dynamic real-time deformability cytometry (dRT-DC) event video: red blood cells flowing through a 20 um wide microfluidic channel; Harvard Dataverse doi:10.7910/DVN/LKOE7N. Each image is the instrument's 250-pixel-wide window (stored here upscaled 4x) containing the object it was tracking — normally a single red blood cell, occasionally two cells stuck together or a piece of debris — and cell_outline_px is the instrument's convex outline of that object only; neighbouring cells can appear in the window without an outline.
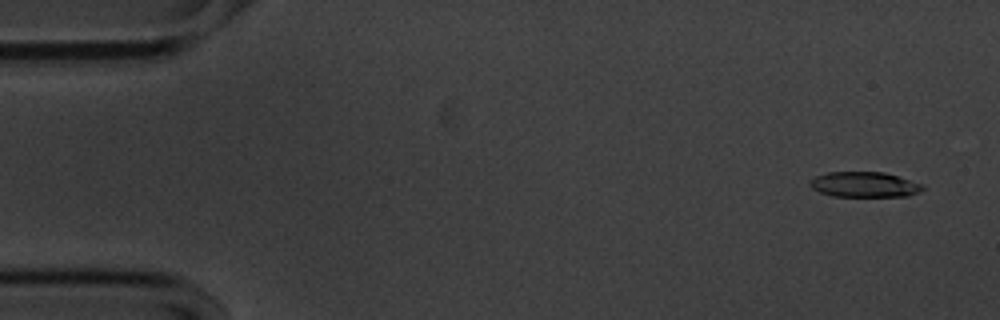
{"species": "common noctule bat (a hibernating species)", "species_latin": "Nyctalus noctula", "temperature_condition": "cold", "stored_images_in_passage": 16, "camera_frame_rate_fps": 3000, "um_per_image_px": 0.085, "animal": {"sex": "male", "body_mass_g": 20.1, "forearm_length_mm": 53.5}, "frame": {"image": 1, "passage_image": 3, "time_ms": 0.667, "image_size_px": [1000, 320], "cell_outline_px": [[924, 188], [920, 192], [908, 196], [832, 196], [820, 192], [812, 188], [808, 184], [816, 176], [828, 172], [884, 172], [924, 184]], "centroid_in_image_um": [73.5, 15.69], "position_along_channel_um": 11.5, "area_um2": 16.59}}
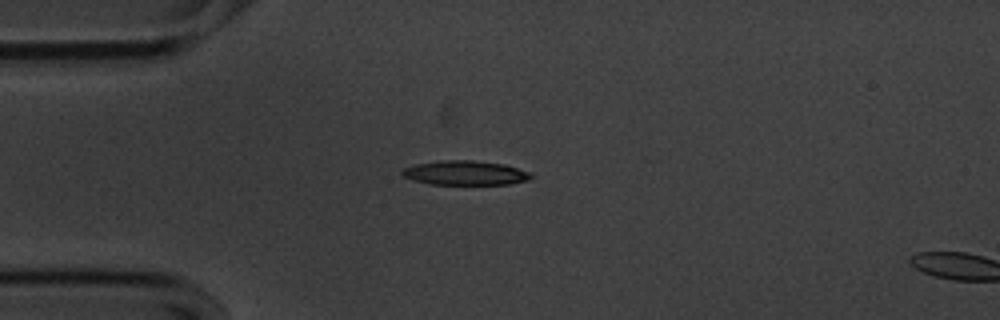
{"frame": {"image": 2, "passage_image": 14, "time_ms": 4.333, "image_size_px": [1000, 320], "cell_outline_px": [[532, 176], [528, 180], [508, 184], [428, 184], [412, 180], [404, 176], [400, 172], [404, 168], [416, 164], [444, 160], [472, 160], [504, 164], [532, 172]], "centroid_in_image_um": [39.55, 14.69], "position_along_channel_um": 45.5, "area_um2": 18.26}}